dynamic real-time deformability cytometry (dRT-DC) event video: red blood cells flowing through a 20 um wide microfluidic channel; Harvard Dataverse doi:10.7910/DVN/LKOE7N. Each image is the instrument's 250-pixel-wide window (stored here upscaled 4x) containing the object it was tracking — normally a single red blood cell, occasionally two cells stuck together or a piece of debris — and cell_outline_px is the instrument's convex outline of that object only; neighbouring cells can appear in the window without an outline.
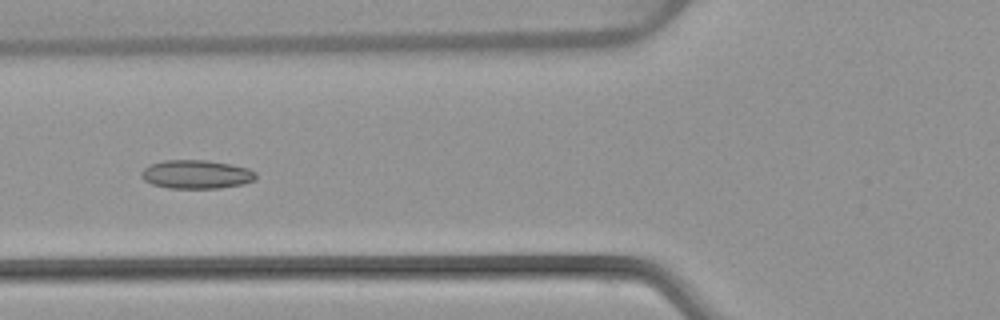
{"species": "common noctule bat (a hibernating species)", "species_latin": "Nyctalus noctula", "temperature_condition": "warm", "stored_images_in_passage": 5, "camera_frame_rate_fps": 3000, "um_per_image_px": 0.085, "animal": {"sex": "female", "body_mass_g": 22.7, "forearm_length_mm": 54.2}, "frame": {"image": 1, "passage_image": 4, "time_ms": 4.333, "image_size_px": [1000, 320], "cell_outline_px": [[256, 176], [252, 180], [244, 184], [220, 188], [168, 188], [152, 184], [144, 180], [140, 176], [140, 172], [148, 164], [164, 160], [208, 160], [232, 164], [248, 168], [256, 172]], "centroid_in_image_um": [16.66, 14.81], "position_along_channel_um": 109.1, "area_um2": 19.31}}
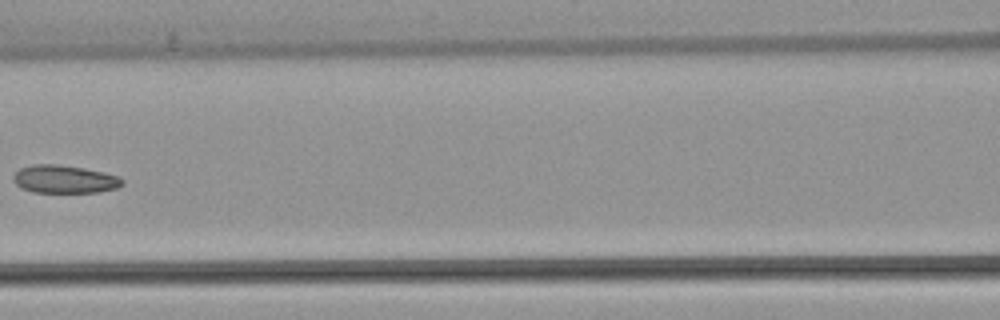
{"frame": {"image": 2, "passage_image": 5, "time_ms": 5.667, "image_size_px": [1000, 320], "cell_outline_px": [[124, 184], [116, 188], [100, 192], [32, 192], [16, 184], [12, 180], [12, 176], [20, 168], [32, 164], [56, 164], [84, 168], [104, 172], [116, 176], [124, 180]], "centroid_in_image_um": [5.47, 15.23], "position_along_channel_um": 161.1, "area_um2": 17.74}}